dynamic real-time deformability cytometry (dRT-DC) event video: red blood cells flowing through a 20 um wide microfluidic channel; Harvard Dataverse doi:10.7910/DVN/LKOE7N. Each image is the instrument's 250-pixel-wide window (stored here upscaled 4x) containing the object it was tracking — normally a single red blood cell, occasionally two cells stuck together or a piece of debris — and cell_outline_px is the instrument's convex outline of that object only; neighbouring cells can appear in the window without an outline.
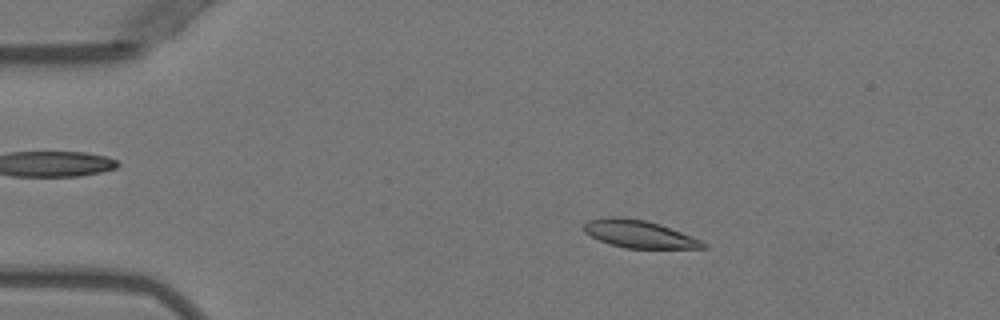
{"species": "Egyptian fruit bat (a non-hibernating species)", "species_latin": "Rousettus aegyptiacus", "temperature_condition": "warm", "stored_images_in_passage": 51, "camera_frame_rate_fps": 3000, "um_per_image_px": 0.085, "animal": {"sex": "female"}, "frame": {"image": 1, "passage_image": 9, "time_ms": 2.667, "image_size_px": [1000, 320], "cell_outline_px": [[708, 244], [704, 248], [624, 248], [600, 240], [584, 232], [584, 224], [588, 220], [608, 216], [616, 216], [644, 220], [660, 224], [700, 240]], "centroid_in_image_um": [54.3, 19.88], "position_along_channel_um": 30.7, "area_um2": 18.84}}
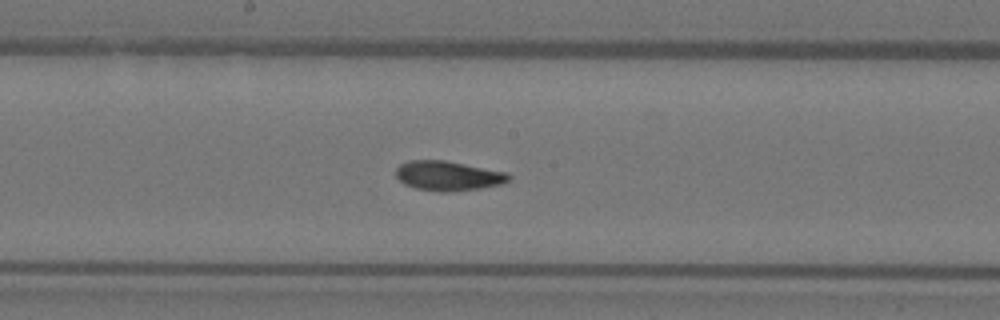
{"frame": {"image": 2, "passage_image": 27, "time_ms": 8.667, "image_size_px": [1000, 320], "cell_outline_px": [[512, 176], [504, 184], [480, 188], [448, 192], [440, 192], [416, 188], [404, 184], [396, 176], [396, 168], [400, 164], [408, 160], [444, 160], [508, 172]], "centroid_in_image_um": [38.1, 14.94], "position_along_channel_um": 210.1, "area_um2": 19.59}}
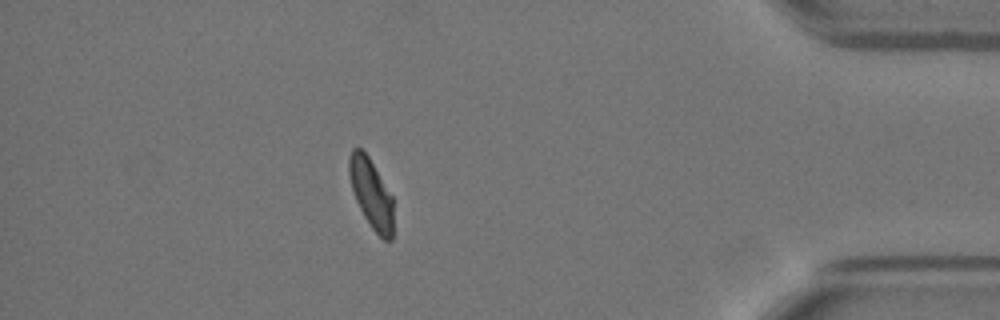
{"frame": {"image": 3, "passage_image": 45, "time_ms": 14.667, "image_size_px": [1000, 320], "cell_outline_px": [[392, 240], [384, 240], [372, 228], [364, 216], [356, 200], [352, 188], [348, 172], [348, 156], [352, 148], [360, 148], [368, 156], [392, 196]], "centroid_in_image_um": [31.53, 16.42], "position_along_channel_um": 403.7, "area_um2": 17.57}, "authors_computed_cell_mechanics": {"area_um2": 19.0162, "velocity_mm_per_s": 3.9409, "shape_relaxation_time_tau1_ms": 6.1868, "shape_relaxation_time_tau2_ms": 2.0431, "deformation_change_tau1": 0.1822, "deformation_change_tau2": 0.0747}}